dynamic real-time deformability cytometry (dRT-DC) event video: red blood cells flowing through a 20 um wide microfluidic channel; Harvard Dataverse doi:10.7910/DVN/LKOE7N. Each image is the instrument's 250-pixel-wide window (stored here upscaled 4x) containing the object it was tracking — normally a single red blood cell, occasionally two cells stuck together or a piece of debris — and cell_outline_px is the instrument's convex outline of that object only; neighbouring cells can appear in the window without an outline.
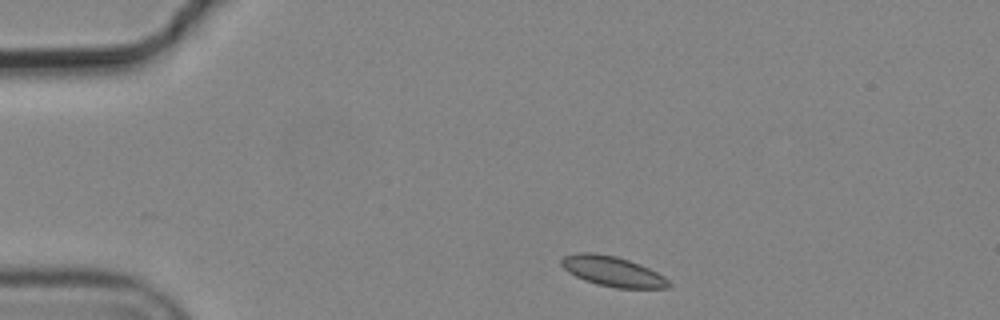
{"species": "common noctule bat (a hibernating species)", "species_latin": "Nyctalus noctula", "temperature_condition": "cold", "stored_images_in_passage": 8, "camera_frame_rate_fps": 3000, "um_per_image_px": 0.085, "animal": {"sex": "male", "body_mass_g": 19.2, "forearm_length_mm": 51.8}, "frame": {"image": 1, "passage_image": 1, "time_ms": 0.0, "image_size_px": [1000, 320], "cell_outline_px": [[672, 284], [668, 288], [616, 288], [596, 284], [584, 280], [568, 272], [560, 264], [560, 260], [564, 256], [576, 252], [596, 252], [616, 256], [640, 264], [664, 276]], "centroid_in_image_um": [52.05, 23.06], "position_along_channel_um": 32.9, "area_um2": 18.96}}
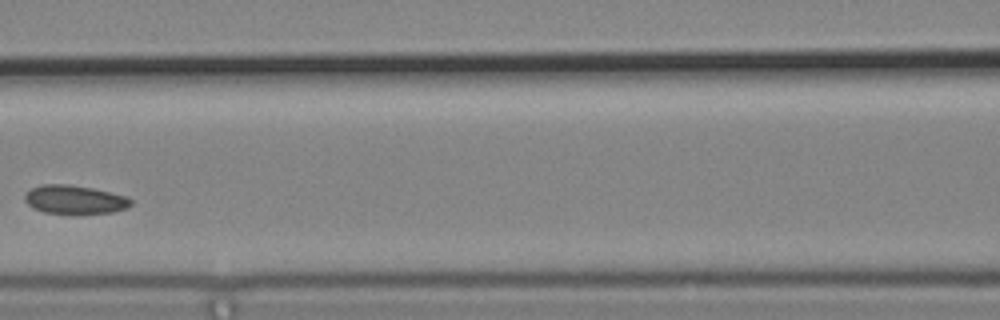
{"frame": {"image": 2, "passage_image": 5, "time_ms": 1.333, "image_size_px": [1000, 320], "cell_outline_px": [[132, 204], [128, 208], [112, 212], [76, 216], [44, 212], [32, 208], [24, 200], [24, 196], [32, 188], [40, 184], [68, 184], [92, 188], [128, 196], [132, 200]], "centroid_in_image_um": [6.37, 17.0], "position_along_channel_um": 160.2, "area_um2": 18.38}}
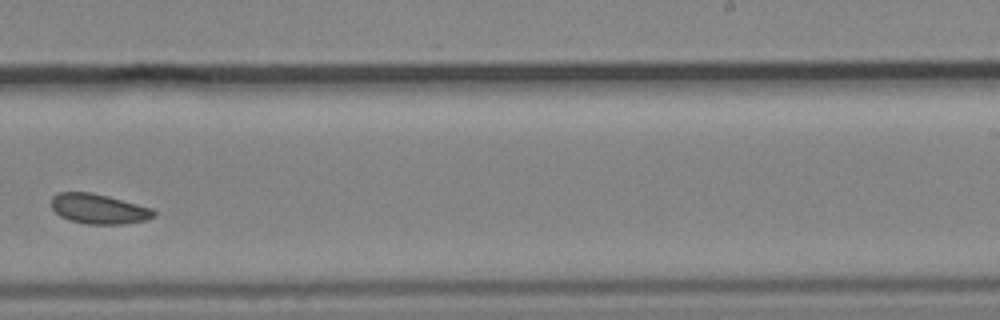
{"frame": {"image": 3, "passage_image": 8, "time_ms": 2.333, "image_size_px": [1000, 320], "cell_outline_px": [[156, 216], [148, 220], [124, 224], [84, 224], [68, 220], [60, 216], [52, 208], [52, 196], [56, 192], [92, 192], [108, 196], [152, 208], [156, 212]], "centroid_in_image_um": [8.4, 17.76], "position_along_channel_um": 280.6, "area_um2": 18.09}}